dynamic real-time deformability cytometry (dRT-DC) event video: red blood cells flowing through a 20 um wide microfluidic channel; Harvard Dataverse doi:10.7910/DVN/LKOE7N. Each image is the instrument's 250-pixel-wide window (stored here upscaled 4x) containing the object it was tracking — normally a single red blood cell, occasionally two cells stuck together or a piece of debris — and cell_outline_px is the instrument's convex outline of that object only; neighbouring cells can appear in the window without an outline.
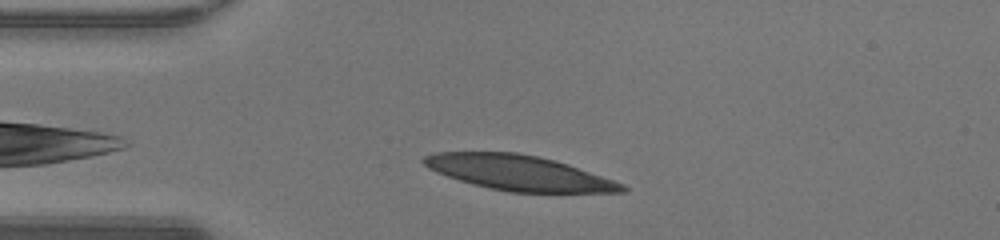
{"species": "human", "species_latin": "Homo sapiens", "temperature_condition": "warm", "stored_images_in_passage": 29, "camera_frame_rate_fps": 3000, "um_per_image_px": 0.085, "donor": {"sex": "male"}, "frame": {"image": 1, "passage_image": 1, "time_ms": 0.0, "image_size_px": [1000, 240], "cell_outline_px": [[628, 188], [624, 192], [508, 192], [488, 188], [472, 184], [436, 172], [428, 168], [420, 160], [424, 156], [436, 152], [516, 152], [536, 156], [568, 164], [624, 184]], "centroid_in_image_um": [44.06, 14.69], "position_along_channel_um": 40.9, "area_um2": 40.17}}
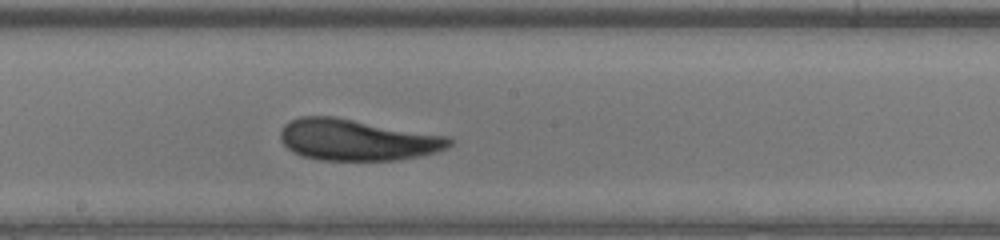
{"frame": {"image": 2, "passage_image": 15, "time_ms": 4.667, "image_size_px": [1000, 240], "cell_outline_px": [[452, 144], [448, 148], [436, 152], [420, 156], [400, 160], [320, 160], [300, 156], [292, 152], [280, 140], [280, 132], [284, 124], [288, 120], [300, 116], [336, 116], [448, 136], [452, 140]], "centroid_in_image_um": [30.33, 11.88], "position_along_channel_um": 217.9, "area_um2": 41.15}}
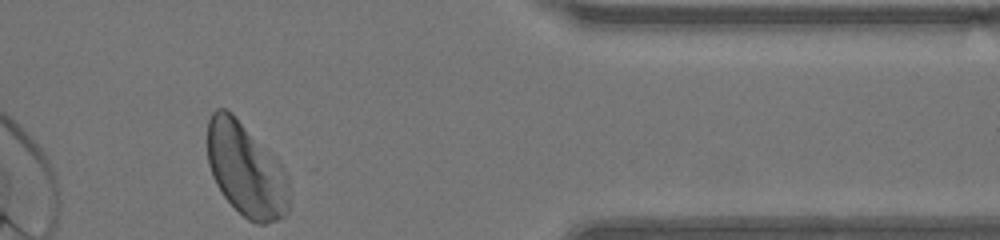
{"frame": {"image": 3, "passage_image": 29, "time_ms": 9.333, "image_size_px": [1000, 240], "cell_outline_px": [[288, 212], [280, 220], [264, 224], [256, 224], [248, 220], [224, 196], [216, 184], [212, 176], [208, 164], [208, 120], [212, 112], [216, 108], [224, 108], [232, 112], [276, 156], [284, 168], [288, 176]], "centroid_in_image_um": [20.92, 14.41], "position_along_channel_um": 390.5, "area_um2": 45.03}, "authors_computed_cell_mechanics": {"area_um2": 41.038, "velocity_mm_per_s": 4.2838, "shape_relaxation_time_tau1_ms": 2.3738, "shape_relaxation_time_tau2_ms": 3.6714, "deformation_change_tau1": 0.1142, "deformation_change_tau2": 0.1411}}